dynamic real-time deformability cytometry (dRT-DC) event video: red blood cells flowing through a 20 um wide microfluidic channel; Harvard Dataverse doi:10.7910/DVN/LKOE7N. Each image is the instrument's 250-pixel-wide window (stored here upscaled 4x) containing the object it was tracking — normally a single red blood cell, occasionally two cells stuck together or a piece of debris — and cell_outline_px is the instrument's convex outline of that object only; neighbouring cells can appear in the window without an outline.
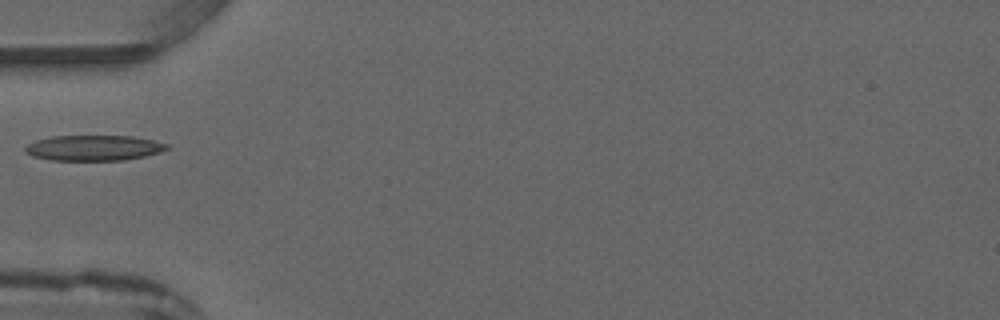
{"species": "common noctule bat (a hibernating species)", "species_latin": "Nyctalus noctula", "temperature_condition": "warm", "stored_images_in_passage": 1, "camera_frame_rate_fps": 3000, "um_per_image_px": 0.085, "animal": {"sex": "male", "forearm_length_mm": 52.5}, "frame": {"image": 1, "passage_image": 1, "time_ms": 0.0, "image_size_px": [1000, 320], "cell_outline_px": [[172, 148], [160, 152], [144, 156], [124, 160], [52, 160], [32, 156], [24, 152], [24, 148], [28, 144], [36, 140], [52, 136], [132, 136], [152, 140], [168, 144]], "centroid_in_image_um": [7.97, 12.57], "position_along_channel_um": 77.0, "area_um2": 21.04}}